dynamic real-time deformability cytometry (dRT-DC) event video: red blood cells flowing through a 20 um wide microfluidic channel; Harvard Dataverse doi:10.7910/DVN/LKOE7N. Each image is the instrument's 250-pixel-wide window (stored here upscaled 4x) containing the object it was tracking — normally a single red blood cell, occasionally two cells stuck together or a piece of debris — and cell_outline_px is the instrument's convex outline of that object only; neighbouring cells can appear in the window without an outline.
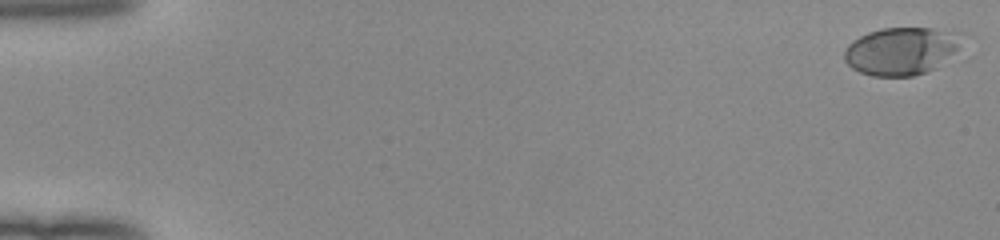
{"species": "human", "species_latin": "Homo sapiens", "temperature_condition": "room temperature", "stored_images_in_passage": 50, "camera_frame_rate_fps": 3000, "um_per_image_px": 0.085, "donor": {"sex": "female"}, "frame": {"image": 1, "passage_image": 1, "time_ms": 0.0, "image_size_px": [1000, 240], "cell_outline_px": [[960, 32], [956, 48], [936, 68], [912, 76], [872, 76], [860, 72], [852, 68], [844, 60], [844, 52], [848, 44], [852, 40], [868, 32], [880, 28], [932, 28]], "centroid_in_image_um": [76.52, 4.33], "position_along_channel_um": 8.5, "area_um2": 32.19}}
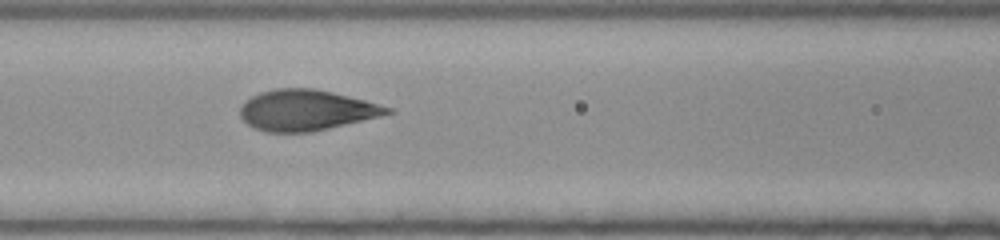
{"frame": {"image": 2, "passage_image": 24, "time_ms": 7.667, "image_size_px": [1000, 240], "cell_outline_px": [[396, 112], [380, 116], [312, 132], [268, 132], [256, 128], [248, 124], [240, 116], [240, 108], [244, 100], [260, 92], [276, 88], [312, 88], [332, 92], [364, 100], [392, 108]], "centroid_in_image_um": [26.01, 9.36], "position_along_channel_um": 140.6, "area_um2": 34.74}}
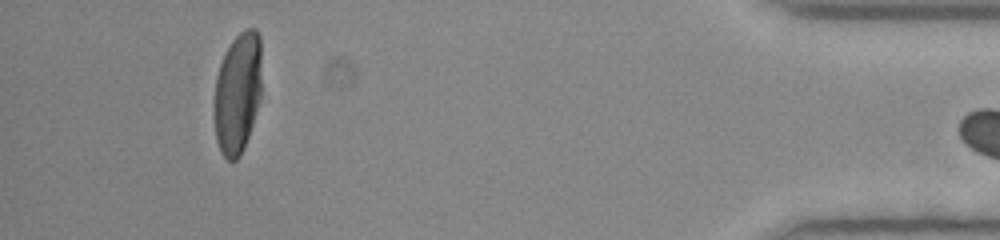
{"frame": {"image": 3, "passage_image": 49, "time_ms": 16.0, "image_size_px": [1000, 240], "cell_outline_px": [[260, 100], [244, 148], [240, 156], [236, 160], [228, 160], [220, 152], [216, 140], [216, 76], [220, 64], [232, 40], [240, 32], [248, 28], [256, 28], [260, 36]], "centroid_in_image_um": [20.22, 7.89], "position_along_channel_um": 415.0, "area_um2": 32.89}}